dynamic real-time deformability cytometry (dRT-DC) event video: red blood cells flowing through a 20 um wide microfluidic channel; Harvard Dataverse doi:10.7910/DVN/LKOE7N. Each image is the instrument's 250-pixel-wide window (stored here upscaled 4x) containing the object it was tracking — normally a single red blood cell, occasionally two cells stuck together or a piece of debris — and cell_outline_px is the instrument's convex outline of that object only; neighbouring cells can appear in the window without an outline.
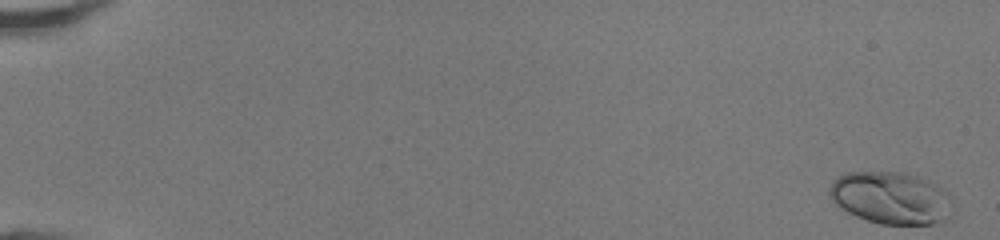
{"species": "human", "species_latin": "Homo sapiens", "temperature_condition": "room temperature", "stored_images_in_passage": 49, "camera_frame_rate_fps": 3000, "um_per_image_px": 0.085, "donor": {"sex": "female"}, "frame": {"image": 1, "passage_image": 1, "time_ms": 0.0, "image_size_px": [1000, 240], "cell_outline_px": [[956, 204], [932, 224], [880, 224], [856, 216], [840, 208], [828, 196], [828, 188], [832, 180], [836, 176], [848, 172], [904, 172], [920, 176], [936, 184], [948, 192], [952, 196]], "centroid_in_image_um": [75.68, 16.78], "position_along_channel_um": 9.3, "area_um2": 37.69}}
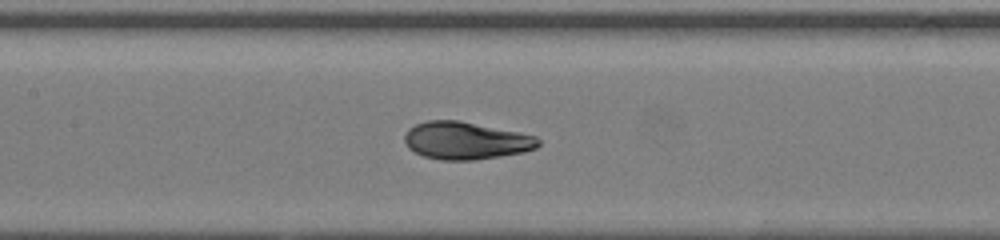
{"frame": {"image": 2, "passage_image": 25, "time_ms": 8.0, "image_size_px": [1000, 240], "cell_outline_px": [[540, 144], [536, 148], [524, 152], [476, 160], [440, 160], [424, 156], [408, 148], [404, 140], [404, 136], [408, 128], [416, 124], [428, 120], [460, 120], [520, 132], [536, 136], [540, 140]], "centroid_in_image_um": [39.6, 11.95], "position_along_channel_um": 167.8, "area_um2": 29.42}}
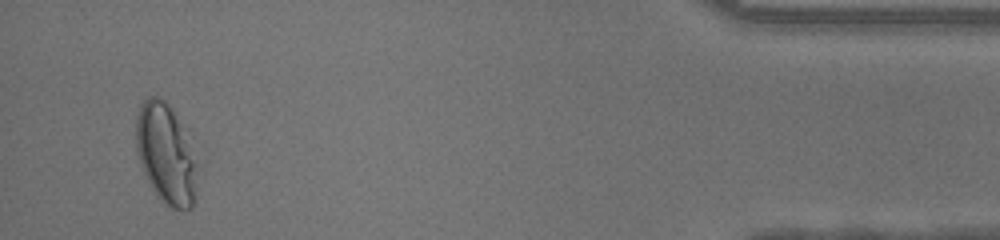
{"frame": {"image": 3, "passage_image": 47, "time_ms": 15.333, "image_size_px": [1000, 240], "cell_outline_px": [[200, 168], [192, 208], [184, 212], [180, 212], [172, 208], [156, 196], [144, 176], [140, 164], [136, 148], [136, 116], [140, 104], [148, 96], [160, 96], [168, 104], [188, 128]], "centroid_in_image_um": [14.16, 13.07], "position_along_channel_um": 421.0, "area_um2": 37.51}, "authors_computed_cell_mechanics": {"area_um2": 29.5936, "velocity_mm_per_s": 4.305, "shape_relaxation_time_tau1_ms": 3.3798, "shape_relaxation_time_tau2_ms": null, "deformation_change_tau1": 0.1894, "deformation_change_tau2": null}}